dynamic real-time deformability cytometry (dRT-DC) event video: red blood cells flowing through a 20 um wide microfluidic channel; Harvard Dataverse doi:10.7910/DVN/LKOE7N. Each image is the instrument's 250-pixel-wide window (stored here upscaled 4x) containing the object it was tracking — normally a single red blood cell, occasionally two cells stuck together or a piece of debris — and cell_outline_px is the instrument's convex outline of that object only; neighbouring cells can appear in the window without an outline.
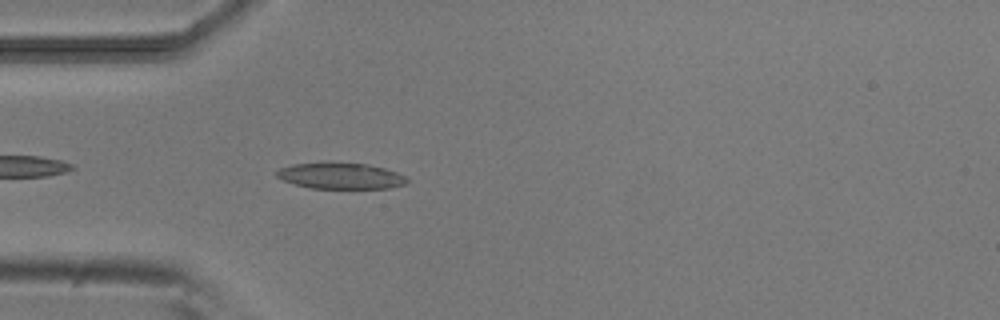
{"species": "common noctule bat (a hibernating species)", "species_latin": "Nyctalus noctula", "temperature_condition": "room temperature", "stored_images_in_passage": 40, "camera_frame_rate_fps": 3000, "um_per_image_px": 0.085, "animal": {"sex": "male", "body_mass_g": 20.5, "forearm_length_mm": 52.5}, "frame": {"image": 1, "passage_image": 3, "time_ms": 0.667, "image_size_px": [1000, 320], "cell_outline_px": [[408, 184], [392, 188], [308, 188], [284, 180], [276, 176], [276, 172], [280, 168], [292, 164], [324, 160], [368, 164], [384, 168], [408, 176]], "centroid_in_image_um": [28.97, 14.91], "position_along_channel_um": 56.0, "area_um2": 20.52}}
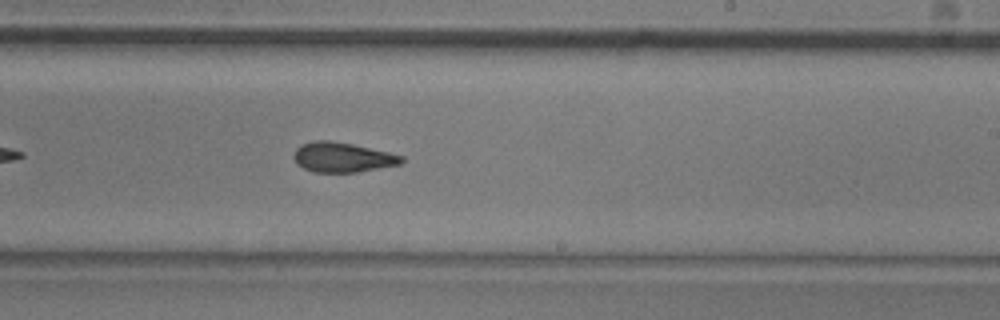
{"frame": {"image": 2, "passage_image": 19, "time_ms": 6.0, "image_size_px": [1000, 320], "cell_outline_px": [[404, 160], [400, 164], [356, 172], [312, 172], [296, 164], [292, 156], [296, 148], [300, 144], [316, 140], [328, 140], [352, 144], [388, 152], [404, 156]], "centroid_in_image_um": [29.06, 13.37], "position_along_channel_um": 259.9, "area_um2": 18.73}}
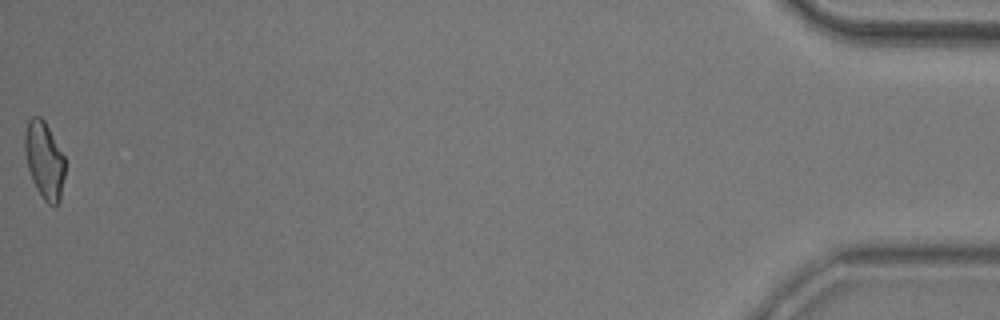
{"frame": {"image": 3, "passage_image": 40, "time_ms": 13.0, "image_size_px": [1000, 320], "cell_outline_px": [[64, 176], [60, 200], [56, 204], [48, 204], [44, 200], [36, 188], [32, 180], [28, 168], [24, 148], [24, 132], [28, 120], [32, 116], [40, 116], [44, 120], [64, 156]], "centroid_in_image_um": [3.75, 13.59], "position_along_channel_um": 431.5, "area_um2": 17.92}, "authors_computed_cell_mechanics": {"area_um2": 18.7272, "velocity_mm_per_s": 3.8835, "shape_relaxation_time_tau1_ms": 8.4208, "shape_relaxation_time_tau2_ms": 3.9057, "deformation_change_tau1": 0.2161, "deformation_change_tau2": 0.1106}}